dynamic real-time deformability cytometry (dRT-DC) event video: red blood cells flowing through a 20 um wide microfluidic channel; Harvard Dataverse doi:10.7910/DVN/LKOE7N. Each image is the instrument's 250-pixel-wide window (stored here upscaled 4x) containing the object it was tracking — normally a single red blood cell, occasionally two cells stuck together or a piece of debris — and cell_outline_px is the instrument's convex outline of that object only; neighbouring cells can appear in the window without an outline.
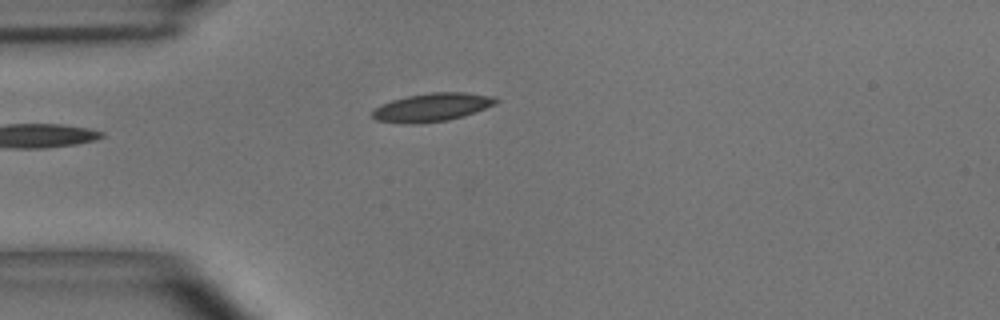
{"species": "common noctule bat (a hibernating species)", "species_latin": "Nyctalus noctula", "temperature_condition": "room temperature", "stored_images_in_passage": 6, "camera_frame_rate_fps": 3000, "um_per_image_px": 0.085, "animal": {"sex": "male", "body_mass_g": 15.6}, "frame": {"image": 1, "passage_image": 6, "time_ms": 1.667, "image_size_px": [1000, 320], "cell_outline_px": [[500, 100], [496, 104], [464, 116], [448, 120], [416, 124], [404, 124], [376, 120], [372, 116], [372, 112], [380, 104], [392, 100], [408, 96], [432, 92], [464, 92], [496, 96]], "centroid_in_image_um": [36.75, 9.12], "position_along_channel_um": 48.2, "area_um2": 20.52}}